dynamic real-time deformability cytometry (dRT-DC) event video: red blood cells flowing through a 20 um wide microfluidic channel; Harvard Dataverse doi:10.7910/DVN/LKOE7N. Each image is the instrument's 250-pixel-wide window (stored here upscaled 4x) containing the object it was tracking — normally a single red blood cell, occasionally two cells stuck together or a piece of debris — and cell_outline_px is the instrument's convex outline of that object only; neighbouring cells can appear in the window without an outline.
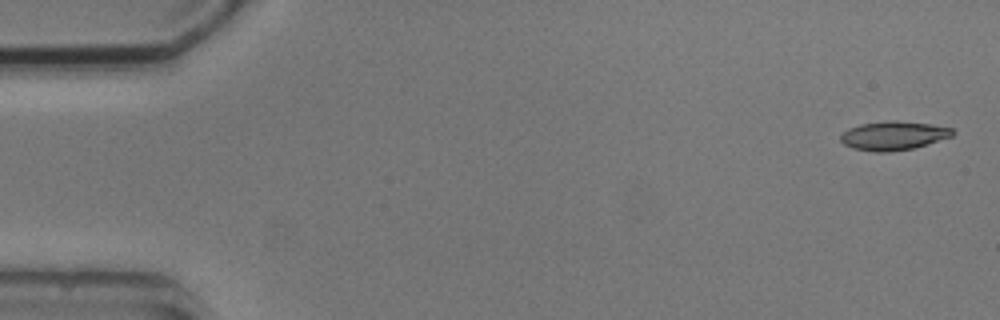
{"species": "common noctule bat (a hibernating species)", "species_latin": "Nyctalus noctula", "temperature_condition": "cold", "stored_images_in_passage": 6, "camera_frame_rate_fps": 3000, "um_per_image_px": 0.085, "animal": {"sex": "male", "body_mass_g": 20.5, "forearm_length_mm": 52.5}, "frame": {"image": 1, "passage_image": 1, "time_ms": 0.0, "image_size_px": [1000, 320], "cell_outline_px": [[956, 132], [952, 136], [912, 148], [888, 152], [876, 152], [852, 148], [844, 144], [840, 140], [840, 136], [848, 128], [860, 124], [888, 120], [896, 120], [932, 124], [952, 128]], "centroid_in_image_um": [75.93, 11.51], "position_along_channel_um": 9.1, "area_um2": 18.79}}